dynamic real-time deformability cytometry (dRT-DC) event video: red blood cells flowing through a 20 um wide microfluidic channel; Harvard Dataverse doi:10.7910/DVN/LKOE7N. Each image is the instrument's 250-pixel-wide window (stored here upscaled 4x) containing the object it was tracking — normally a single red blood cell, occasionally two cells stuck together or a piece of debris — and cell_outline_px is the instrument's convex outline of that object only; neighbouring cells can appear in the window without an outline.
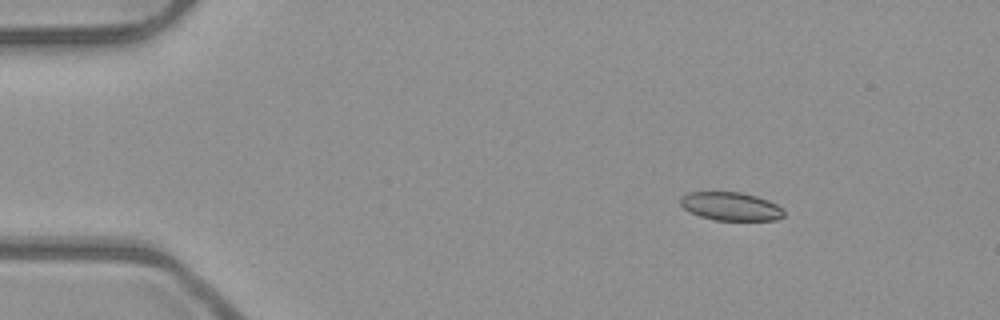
{"species": "common noctule bat (a hibernating species)", "species_latin": "Nyctalus noctula", "temperature_condition": "room temperature", "stored_images_in_passage": 6, "camera_frame_rate_fps": 3000, "um_per_image_px": 0.085, "animal": {"sex": "male", "body_mass_g": 23.1, "forearm_length_mm": 52.7}, "frame": {"image": 1, "passage_image": 3, "time_ms": 0.667, "image_size_px": [1000, 320], "cell_outline_px": [[784, 216], [776, 220], [716, 220], [700, 216], [684, 208], [680, 204], [680, 196], [688, 192], [740, 192], [756, 196], [768, 200], [784, 208]], "centroid_in_image_um": [62.13, 17.53], "position_along_channel_um": 22.9, "area_um2": 17.11}}